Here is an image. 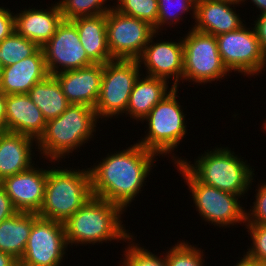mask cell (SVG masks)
<instances>
[{"instance_id": "cell-9", "label": "cell", "mask_w": 266, "mask_h": 266, "mask_svg": "<svg viewBox=\"0 0 266 266\" xmlns=\"http://www.w3.org/2000/svg\"><path fill=\"white\" fill-rule=\"evenodd\" d=\"M141 71L138 59H113L103 65L100 95L94 108L99 120L124 117Z\"/></svg>"}, {"instance_id": "cell-36", "label": "cell", "mask_w": 266, "mask_h": 266, "mask_svg": "<svg viewBox=\"0 0 266 266\" xmlns=\"http://www.w3.org/2000/svg\"><path fill=\"white\" fill-rule=\"evenodd\" d=\"M17 212L9 196L0 185V222L12 217Z\"/></svg>"}, {"instance_id": "cell-38", "label": "cell", "mask_w": 266, "mask_h": 266, "mask_svg": "<svg viewBox=\"0 0 266 266\" xmlns=\"http://www.w3.org/2000/svg\"><path fill=\"white\" fill-rule=\"evenodd\" d=\"M0 266H19V261L12 255L0 251Z\"/></svg>"}, {"instance_id": "cell-20", "label": "cell", "mask_w": 266, "mask_h": 266, "mask_svg": "<svg viewBox=\"0 0 266 266\" xmlns=\"http://www.w3.org/2000/svg\"><path fill=\"white\" fill-rule=\"evenodd\" d=\"M36 146V140L30 136L0 132V182L34 165Z\"/></svg>"}, {"instance_id": "cell-24", "label": "cell", "mask_w": 266, "mask_h": 266, "mask_svg": "<svg viewBox=\"0 0 266 266\" xmlns=\"http://www.w3.org/2000/svg\"><path fill=\"white\" fill-rule=\"evenodd\" d=\"M38 217L34 212H17L0 222V251L19 261L26 248L33 222Z\"/></svg>"}, {"instance_id": "cell-26", "label": "cell", "mask_w": 266, "mask_h": 266, "mask_svg": "<svg viewBox=\"0 0 266 266\" xmlns=\"http://www.w3.org/2000/svg\"><path fill=\"white\" fill-rule=\"evenodd\" d=\"M158 1V17L153 29L157 33H164L170 27L175 28V24L183 21L184 15L190 13L192 19L195 18L196 0H157ZM192 11V12H191ZM182 17V18H181ZM166 25V26H165ZM165 27V28H163Z\"/></svg>"}, {"instance_id": "cell-14", "label": "cell", "mask_w": 266, "mask_h": 266, "mask_svg": "<svg viewBox=\"0 0 266 266\" xmlns=\"http://www.w3.org/2000/svg\"><path fill=\"white\" fill-rule=\"evenodd\" d=\"M158 35V36H157ZM161 34L155 32L145 46L142 55L138 58L140 68L145 67V75L171 80L173 87H179L183 77L184 47L182 37L176 40H158L154 38ZM144 64V65H143ZM181 81V82H180ZM179 82V83H178Z\"/></svg>"}, {"instance_id": "cell-35", "label": "cell", "mask_w": 266, "mask_h": 266, "mask_svg": "<svg viewBox=\"0 0 266 266\" xmlns=\"http://www.w3.org/2000/svg\"><path fill=\"white\" fill-rule=\"evenodd\" d=\"M257 17V20H253L254 23L250 24L253 25L261 50L266 57V14H257Z\"/></svg>"}, {"instance_id": "cell-39", "label": "cell", "mask_w": 266, "mask_h": 266, "mask_svg": "<svg viewBox=\"0 0 266 266\" xmlns=\"http://www.w3.org/2000/svg\"><path fill=\"white\" fill-rule=\"evenodd\" d=\"M242 256L243 257L238 258L240 260H237V263L233 266H266L258 261L248 258L245 254H242Z\"/></svg>"}, {"instance_id": "cell-23", "label": "cell", "mask_w": 266, "mask_h": 266, "mask_svg": "<svg viewBox=\"0 0 266 266\" xmlns=\"http://www.w3.org/2000/svg\"><path fill=\"white\" fill-rule=\"evenodd\" d=\"M80 43L94 64L104 65L113 60L107 44L106 14L80 17L72 20Z\"/></svg>"}, {"instance_id": "cell-5", "label": "cell", "mask_w": 266, "mask_h": 266, "mask_svg": "<svg viewBox=\"0 0 266 266\" xmlns=\"http://www.w3.org/2000/svg\"><path fill=\"white\" fill-rule=\"evenodd\" d=\"M46 163L53 165L47 166L44 201L37 215L64 223L93 196L90 170Z\"/></svg>"}, {"instance_id": "cell-13", "label": "cell", "mask_w": 266, "mask_h": 266, "mask_svg": "<svg viewBox=\"0 0 266 266\" xmlns=\"http://www.w3.org/2000/svg\"><path fill=\"white\" fill-rule=\"evenodd\" d=\"M41 48L49 75L94 64L81 45L76 25L72 21L62 20L54 36Z\"/></svg>"}, {"instance_id": "cell-27", "label": "cell", "mask_w": 266, "mask_h": 266, "mask_svg": "<svg viewBox=\"0 0 266 266\" xmlns=\"http://www.w3.org/2000/svg\"><path fill=\"white\" fill-rule=\"evenodd\" d=\"M40 47L14 31L0 42V62L3 67L11 66L34 55Z\"/></svg>"}, {"instance_id": "cell-2", "label": "cell", "mask_w": 266, "mask_h": 266, "mask_svg": "<svg viewBox=\"0 0 266 266\" xmlns=\"http://www.w3.org/2000/svg\"><path fill=\"white\" fill-rule=\"evenodd\" d=\"M123 213L125 211L119 205L92 196L63 223L69 248L73 245H88L89 248L91 244L108 241L124 243L133 232L126 229Z\"/></svg>"}, {"instance_id": "cell-8", "label": "cell", "mask_w": 266, "mask_h": 266, "mask_svg": "<svg viewBox=\"0 0 266 266\" xmlns=\"http://www.w3.org/2000/svg\"><path fill=\"white\" fill-rule=\"evenodd\" d=\"M182 37L184 47L183 77L184 81L205 85L213 81L221 82L231 72L224 65L218 50L216 36L189 28ZM226 78V79H225Z\"/></svg>"}, {"instance_id": "cell-33", "label": "cell", "mask_w": 266, "mask_h": 266, "mask_svg": "<svg viewBox=\"0 0 266 266\" xmlns=\"http://www.w3.org/2000/svg\"><path fill=\"white\" fill-rule=\"evenodd\" d=\"M255 187V200L253 205L250 206L251 209H246V222L266 225V182L259 181Z\"/></svg>"}, {"instance_id": "cell-10", "label": "cell", "mask_w": 266, "mask_h": 266, "mask_svg": "<svg viewBox=\"0 0 266 266\" xmlns=\"http://www.w3.org/2000/svg\"><path fill=\"white\" fill-rule=\"evenodd\" d=\"M245 22L239 29L216 36L224 65L232 73L254 77L266 71V57L253 26Z\"/></svg>"}, {"instance_id": "cell-12", "label": "cell", "mask_w": 266, "mask_h": 266, "mask_svg": "<svg viewBox=\"0 0 266 266\" xmlns=\"http://www.w3.org/2000/svg\"><path fill=\"white\" fill-rule=\"evenodd\" d=\"M106 30L114 59H138L155 33L148 22L120 13L114 7L106 13Z\"/></svg>"}, {"instance_id": "cell-32", "label": "cell", "mask_w": 266, "mask_h": 266, "mask_svg": "<svg viewBox=\"0 0 266 266\" xmlns=\"http://www.w3.org/2000/svg\"><path fill=\"white\" fill-rule=\"evenodd\" d=\"M248 235L252 241L245 254L248 258L266 265V225L245 223Z\"/></svg>"}, {"instance_id": "cell-34", "label": "cell", "mask_w": 266, "mask_h": 266, "mask_svg": "<svg viewBox=\"0 0 266 266\" xmlns=\"http://www.w3.org/2000/svg\"><path fill=\"white\" fill-rule=\"evenodd\" d=\"M15 31L14 13L9 8L0 6V42Z\"/></svg>"}, {"instance_id": "cell-42", "label": "cell", "mask_w": 266, "mask_h": 266, "mask_svg": "<svg viewBox=\"0 0 266 266\" xmlns=\"http://www.w3.org/2000/svg\"><path fill=\"white\" fill-rule=\"evenodd\" d=\"M263 127V129H264V132H266V120H264V122H263V125H262Z\"/></svg>"}, {"instance_id": "cell-15", "label": "cell", "mask_w": 266, "mask_h": 266, "mask_svg": "<svg viewBox=\"0 0 266 266\" xmlns=\"http://www.w3.org/2000/svg\"><path fill=\"white\" fill-rule=\"evenodd\" d=\"M36 165V166H35ZM32 165L28 170L3 179L1 187L18 212L38 213L44 201L46 169Z\"/></svg>"}, {"instance_id": "cell-17", "label": "cell", "mask_w": 266, "mask_h": 266, "mask_svg": "<svg viewBox=\"0 0 266 266\" xmlns=\"http://www.w3.org/2000/svg\"><path fill=\"white\" fill-rule=\"evenodd\" d=\"M44 9L36 7L19 10L14 14L15 31L24 38L43 47L55 34L58 25L63 17L60 6L55 4Z\"/></svg>"}, {"instance_id": "cell-30", "label": "cell", "mask_w": 266, "mask_h": 266, "mask_svg": "<svg viewBox=\"0 0 266 266\" xmlns=\"http://www.w3.org/2000/svg\"><path fill=\"white\" fill-rule=\"evenodd\" d=\"M171 248L164 253L168 266H205V255L202 248L191 245L185 240H177Z\"/></svg>"}, {"instance_id": "cell-22", "label": "cell", "mask_w": 266, "mask_h": 266, "mask_svg": "<svg viewBox=\"0 0 266 266\" xmlns=\"http://www.w3.org/2000/svg\"><path fill=\"white\" fill-rule=\"evenodd\" d=\"M174 88L171 82L165 79L140 74L130 94L125 117L128 116L130 120L134 119L137 123L141 122Z\"/></svg>"}, {"instance_id": "cell-1", "label": "cell", "mask_w": 266, "mask_h": 266, "mask_svg": "<svg viewBox=\"0 0 266 266\" xmlns=\"http://www.w3.org/2000/svg\"><path fill=\"white\" fill-rule=\"evenodd\" d=\"M115 152H108L89 167L92 194L119 205L126 212L147 185L158 155L137 142Z\"/></svg>"}, {"instance_id": "cell-4", "label": "cell", "mask_w": 266, "mask_h": 266, "mask_svg": "<svg viewBox=\"0 0 266 266\" xmlns=\"http://www.w3.org/2000/svg\"><path fill=\"white\" fill-rule=\"evenodd\" d=\"M214 147L199 154L194 164L184 158L180 163L201 183L221 191L240 195L243 199L252 189L254 168L229 147ZM245 160V161H244ZM244 196V197H243Z\"/></svg>"}, {"instance_id": "cell-28", "label": "cell", "mask_w": 266, "mask_h": 266, "mask_svg": "<svg viewBox=\"0 0 266 266\" xmlns=\"http://www.w3.org/2000/svg\"><path fill=\"white\" fill-rule=\"evenodd\" d=\"M132 234L126 241L127 246H125L123 258L120 266H168L165 253H154L146 249L145 246L141 245L139 242L135 243L136 236ZM134 241V242H133Z\"/></svg>"}, {"instance_id": "cell-29", "label": "cell", "mask_w": 266, "mask_h": 266, "mask_svg": "<svg viewBox=\"0 0 266 266\" xmlns=\"http://www.w3.org/2000/svg\"><path fill=\"white\" fill-rule=\"evenodd\" d=\"M113 0H58L63 20L72 21L80 17L106 14L114 5ZM109 2V4H106Z\"/></svg>"}, {"instance_id": "cell-7", "label": "cell", "mask_w": 266, "mask_h": 266, "mask_svg": "<svg viewBox=\"0 0 266 266\" xmlns=\"http://www.w3.org/2000/svg\"><path fill=\"white\" fill-rule=\"evenodd\" d=\"M174 166L185 180L190 198L199 216L217 228H230L234 225H244L246 222V209L243 207L240 195L221 191L199 182L181 163ZM241 203V204H240Z\"/></svg>"}, {"instance_id": "cell-18", "label": "cell", "mask_w": 266, "mask_h": 266, "mask_svg": "<svg viewBox=\"0 0 266 266\" xmlns=\"http://www.w3.org/2000/svg\"><path fill=\"white\" fill-rule=\"evenodd\" d=\"M235 6L240 5L225 1L196 0L195 23H192L194 25L191 28L213 36L237 30L246 20L236 13Z\"/></svg>"}, {"instance_id": "cell-6", "label": "cell", "mask_w": 266, "mask_h": 266, "mask_svg": "<svg viewBox=\"0 0 266 266\" xmlns=\"http://www.w3.org/2000/svg\"><path fill=\"white\" fill-rule=\"evenodd\" d=\"M178 99V88L175 87L141 121L148 124L145 125L147 130L146 134L137 140V143L157 154L159 158L161 155L162 158L171 157L173 164L180 163L185 158L178 157L174 151L185 135L189 134L186 125L187 114Z\"/></svg>"}, {"instance_id": "cell-40", "label": "cell", "mask_w": 266, "mask_h": 266, "mask_svg": "<svg viewBox=\"0 0 266 266\" xmlns=\"http://www.w3.org/2000/svg\"><path fill=\"white\" fill-rule=\"evenodd\" d=\"M245 1L247 2L248 0H242L243 6L245 5ZM249 2L252 3L253 6H256L260 14H266V0H249Z\"/></svg>"}, {"instance_id": "cell-11", "label": "cell", "mask_w": 266, "mask_h": 266, "mask_svg": "<svg viewBox=\"0 0 266 266\" xmlns=\"http://www.w3.org/2000/svg\"><path fill=\"white\" fill-rule=\"evenodd\" d=\"M68 248L64 224L38 217L33 222L19 266H61Z\"/></svg>"}, {"instance_id": "cell-16", "label": "cell", "mask_w": 266, "mask_h": 266, "mask_svg": "<svg viewBox=\"0 0 266 266\" xmlns=\"http://www.w3.org/2000/svg\"><path fill=\"white\" fill-rule=\"evenodd\" d=\"M69 104L95 108L101 90L103 65L92 64L54 75Z\"/></svg>"}, {"instance_id": "cell-25", "label": "cell", "mask_w": 266, "mask_h": 266, "mask_svg": "<svg viewBox=\"0 0 266 266\" xmlns=\"http://www.w3.org/2000/svg\"><path fill=\"white\" fill-rule=\"evenodd\" d=\"M46 121L59 117L70 105L54 75L36 83L27 93Z\"/></svg>"}, {"instance_id": "cell-19", "label": "cell", "mask_w": 266, "mask_h": 266, "mask_svg": "<svg viewBox=\"0 0 266 266\" xmlns=\"http://www.w3.org/2000/svg\"><path fill=\"white\" fill-rule=\"evenodd\" d=\"M46 120L27 93L8 94L6 131L30 136L36 141L44 133Z\"/></svg>"}, {"instance_id": "cell-31", "label": "cell", "mask_w": 266, "mask_h": 266, "mask_svg": "<svg viewBox=\"0 0 266 266\" xmlns=\"http://www.w3.org/2000/svg\"><path fill=\"white\" fill-rule=\"evenodd\" d=\"M115 1V0H114ZM117 1V3H116ZM114 8L128 16L138 18L154 26L158 17L157 0H116Z\"/></svg>"}, {"instance_id": "cell-21", "label": "cell", "mask_w": 266, "mask_h": 266, "mask_svg": "<svg viewBox=\"0 0 266 266\" xmlns=\"http://www.w3.org/2000/svg\"><path fill=\"white\" fill-rule=\"evenodd\" d=\"M44 53L40 48L34 55L3 67L0 76V90L6 95L28 93L38 82L48 76Z\"/></svg>"}, {"instance_id": "cell-37", "label": "cell", "mask_w": 266, "mask_h": 266, "mask_svg": "<svg viewBox=\"0 0 266 266\" xmlns=\"http://www.w3.org/2000/svg\"><path fill=\"white\" fill-rule=\"evenodd\" d=\"M6 98L7 95L0 90V132H6Z\"/></svg>"}, {"instance_id": "cell-41", "label": "cell", "mask_w": 266, "mask_h": 266, "mask_svg": "<svg viewBox=\"0 0 266 266\" xmlns=\"http://www.w3.org/2000/svg\"><path fill=\"white\" fill-rule=\"evenodd\" d=\"M216 1H225V2H229V3H233L236 5H241L242 6V0H216Z\"/></svg>"}, {"instance_id": "cell-43", "label": "cell", "mask_w": 266, "mask_h": 266, "mask_svg": "<svg viewBox=\"0 0 266 266\" xmlns=\"http://www.w3.org/2000/svg\"><path fill=\"white\" fill-rule=\"evenodd\" d=\"M2 69H3V66H2V64L0 62V76H1Z\"/></svg>"}, {"instance_id": "cell-3", "label": "cell", "mask_w": 266, "mask_h": 266, "mask_svg": "<svg viewBox=\"0 0 266 266\" xmlns=\"http://www.w3.org/2000/svg\"><path fill=\"white\" fill-rule=\"evenodd\" d=\"M98 121L94 108L70 104L59 117L46 122L44 133L36 141L39 160L61 162L79 152L81 146L95 138Z\"/></svg>"}]
</instances>
